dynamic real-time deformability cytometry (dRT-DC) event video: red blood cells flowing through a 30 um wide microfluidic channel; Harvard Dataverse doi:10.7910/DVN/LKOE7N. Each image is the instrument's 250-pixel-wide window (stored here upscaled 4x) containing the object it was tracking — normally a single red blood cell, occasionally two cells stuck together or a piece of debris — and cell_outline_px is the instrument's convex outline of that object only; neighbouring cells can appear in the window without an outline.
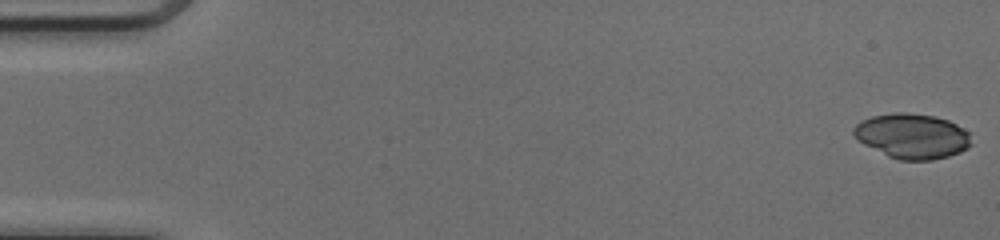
{"species": "common noctule bat (a hibernating species)", "species_latin": "Nyctalus noctula", "temperature_condition": "cold", "stored_images_in_passage": 50, "camera_frame_rate_fps": 3000, "um_per_image_px": 0.085, "animal": {"sex": "female", "body_mass_g": 17.0, "forearm_length_mm": 48.0}, "frame": {"image": 1, "passage_image": 1, "time_ms": 0.0, "image_size_px": [1000, 240], "cell_outline_px": [[972, 144], [968, 148], [960, 152], [948, 156], [932, 160], [900, 160], [888, 156], [864, 144], [852, 132], [852, 128], [860, 120], [872, 116], [896, 112], [904, 112], [936, 116], [948, 120], [964, 128], [968, 132]], "centroid_in_image_um": [77.55, 11.56], "position_along_channel_um": 7.5, "area_um2": 30.87}}